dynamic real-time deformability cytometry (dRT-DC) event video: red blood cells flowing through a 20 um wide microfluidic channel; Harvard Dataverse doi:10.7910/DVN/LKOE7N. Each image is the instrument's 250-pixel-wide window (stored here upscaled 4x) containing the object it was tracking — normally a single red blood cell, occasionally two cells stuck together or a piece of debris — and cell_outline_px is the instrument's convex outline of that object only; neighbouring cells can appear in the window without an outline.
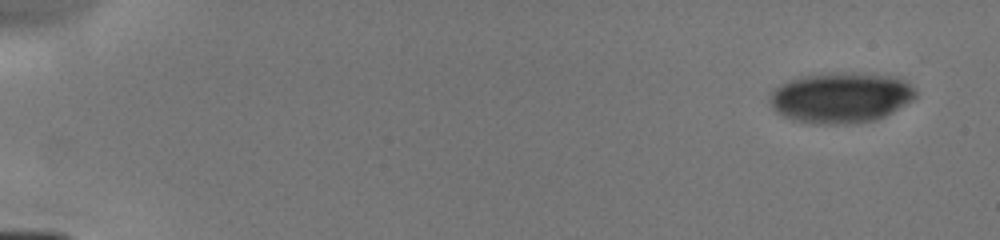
{"species": "human", "species_latin": "Homo sapiens", "temperature_condition": "cold", "stored_images_in_passage": 7, "camera_frame_rate_fps": 3000, "um_per_image_px": 0.085, "donor": {"sex": "male"}, "frame": {"image": 1, "passage_image": 1, "time_ms": 0.0, "image_size_px": [1000, 240], "cell_outline_px": [[916, 96], [912, 100], [892, 112], [876, 120], [848, 124], [812, 124], [792, 120], [776, 112], [772, 108], [772, 92], [780, 84], [804, 76], [832, 72], [896, 76], [904, 80], [916, 92]], "centroid_in_image_um": [71.47, 8.31], "position_along_channel_um": 13.5, "area_um2": 42.6}}
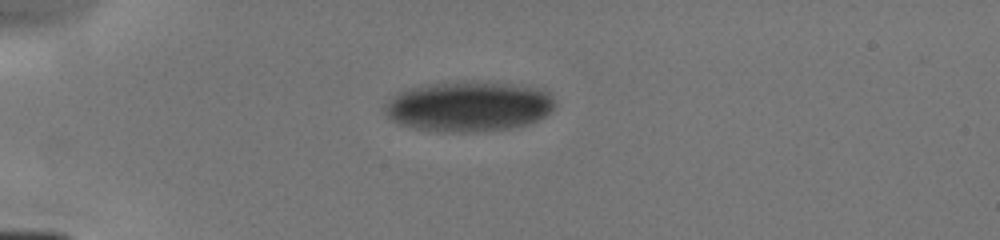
{"frame": {"image": 2, "passage_image": 5, "time_ms": 3.667, "image_size_px": [1000, 240], "cell_outline_px": [[556, 104], [544, 116], [528, 124], [512, 128], [476, 132], [444, 132], [412, 128], [400, 124], [392, 120], [384, 112], [384, 104], [396, 92], [412, 88], [432, 84], [508, 84], [540, 88], [548, 92], [556, 100]], "centroid_in_image_um": [39.82, 9.09], "position_along_channel_um": 45.2, "area_um2": 48.96}}
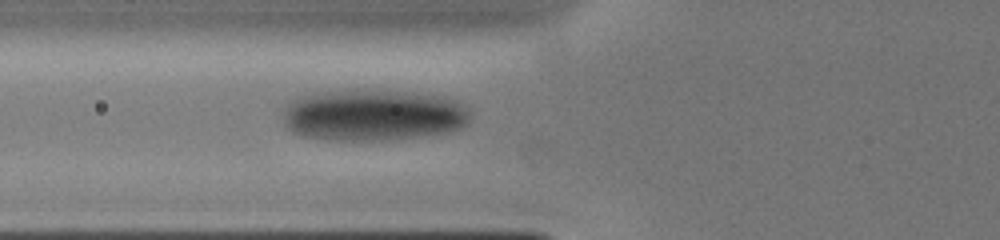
{"frame": {"image": 3, "passage_image": 7, "time_ms": 5.667, "image_size_px": [1000, 240], "cell_outline_px": [[472, 112], [468, 124], [460, 128], [444, 132], [388, 140], [328, 140], [304, 136], [292, 132], [284, 124], [284, 112], [288, 104], [296, 100], [308, 96], [328, 92], [412, 92], [444, 96], [456, 100], [464, 104]], "centroid_in_image_um": [31.81, 9.82], "position_along_channel_um": 94.0, "area_um2": 55.08}}